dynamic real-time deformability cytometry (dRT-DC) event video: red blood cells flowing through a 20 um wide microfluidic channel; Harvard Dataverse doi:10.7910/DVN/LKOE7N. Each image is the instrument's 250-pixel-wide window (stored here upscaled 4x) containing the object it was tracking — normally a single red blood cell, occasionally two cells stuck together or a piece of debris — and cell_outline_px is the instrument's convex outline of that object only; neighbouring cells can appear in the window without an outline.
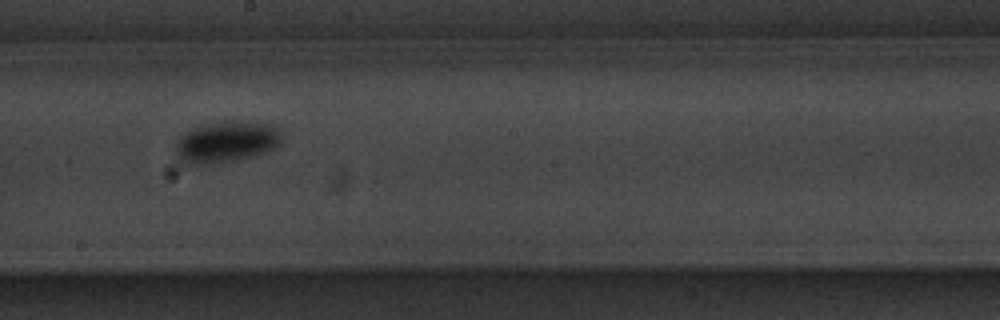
{"species": "common noctule bat (a hibernating species)", "species_latin": "Nyctalus noctula", "temperature_condition": "warm", "stored_images_in_passage": 37, "camera_frame_rate_fps": 3000, "um_per_image_px": 0.085, "animal": {"sex": "male", "body_mass_g": 20.1, "forearm_length_mm": 53.5}, "frame": {"image": 1, "passage_image": 13, "time_ms": 4.0, "image_size_px": [1000, 320], "cell_outline_px": [[280, 144], [264, 152], [252, 156], [232, 160], [204, 164], [188, 164], [176, 152], [176, 144], [180, 136], [196, 128], [212, 124], [272, 124], [280, 132]], "centroid_in_image_um": [19.24, 12.11], "position_along_channel_um": 229.0, "area_um2": 23.7}}
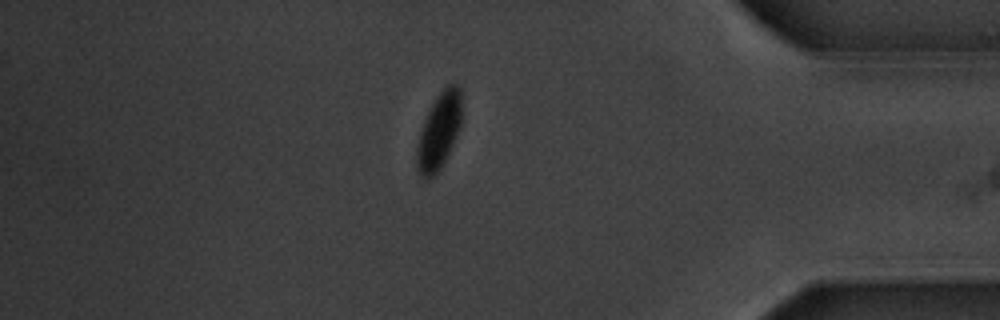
{"frame": {"image": 2, "passage_image": 29, "time_ms": 9.333, "image_size_px": [1000, 320], "cell_outline_px": [[460, 128], [440, 168], [428, 180], [424, 180], [420, 176], [416, 168], [416, 148], [420, 132], [424, 120], [436, 96], [448, 84], [456, 84], [460, 88]], "centroid_in_image_um": [37.27, 11.17], "position_along_channel_um": 397.9, "area_um2": 19.59}}
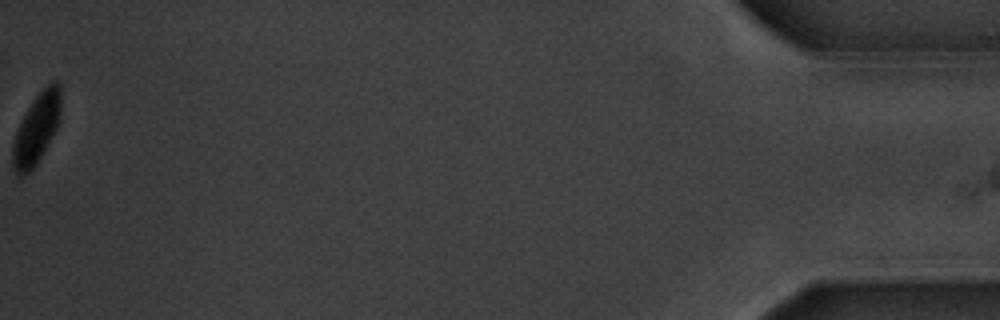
{"frame": {"image": 3, "passage_image": 37, "time_ms": 12.0, "image_size_px": [1000, 320], "cell_outline_px": [[60, 120], [56, 128], [36, 164], [24, 176], [16, 176], [12, 164], [12, 148], [20, 124], [28, 108], [36, 96], [52, 80], [56, 80], [60, 84]], "centroid_in_image_um": [3.11, 10.95], "position_along_channel_um": 432.1, "area_um2": 19.19}, "authors_computed_cell_mechanics": {"area_um2": 21.2704, "velocity_mm_per_s": 3.7281, "shape_relaxation_time_tau1_ms": 1.969, "shape_relaxation_time_tau2_ms": null, "deformation_change_tau1": 0.1138, "deformation_change_tau2": null}}